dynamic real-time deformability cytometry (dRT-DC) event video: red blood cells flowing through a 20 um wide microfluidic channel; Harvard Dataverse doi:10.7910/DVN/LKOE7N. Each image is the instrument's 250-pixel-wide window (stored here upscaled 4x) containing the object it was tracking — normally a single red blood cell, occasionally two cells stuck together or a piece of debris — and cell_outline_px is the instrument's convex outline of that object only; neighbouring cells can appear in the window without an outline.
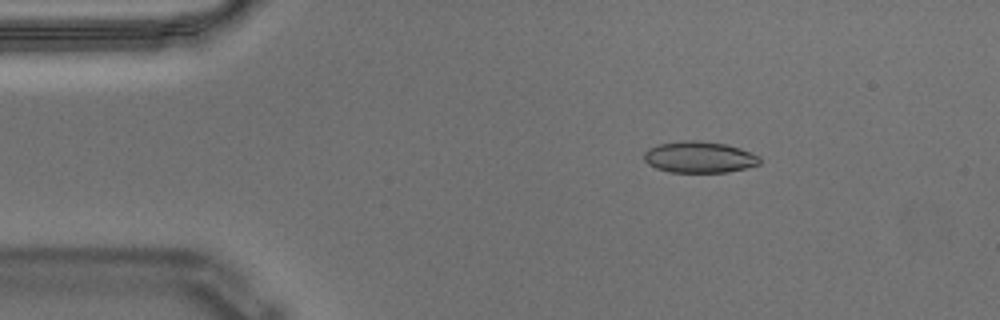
{"species": "Egyptian fruit bat (a non-hibernating species)", "species_latin": "Rousettus aegyptiacus", "temperature_condition": "warm", "stored_images_in_passage": 37, "camera_frame_rate_fps": 3000, "um_per_image_px": 0.085, "animal": {"sex": "male"}, "frame": {"image": 1, "passage_image": 9, "time_ms": 2.667, "image_size_px": [1000, 320], "cell_outline_px": [[760, 164], [728, 172], [668, 172], [656, 168], [648, 164], [644, 160], [644, 152], [648, 148], [656, 144], [680, 140], [700, 140], [724, 144], [740, 148], [760, 156]], "centroid_in_image_um": [59.4, 13.34], "position_along_channel_um": 25.6, "area_um2": 21.33}}
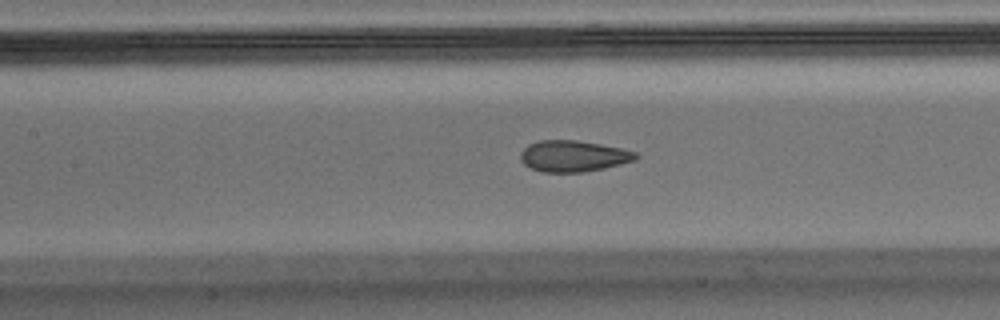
{"frame": {"image": 2, "passage_image": 25, "time_ms": 8.0, "image_size_px": [1000, 320], "cell_outline_px": [[640, 156], [636, 160], [604, 168], [584, 172], [544, 172], [532, 168], [524, 164], [520, 160], [520, 152], [528, 144], [540, 140], [576, 140], [600, 144], [620, 148], [636, 152]], "centroid_in_image_um": [48.73, 13.26], "position_along_channel_um": 158.7, "area_um2": 20.98}}
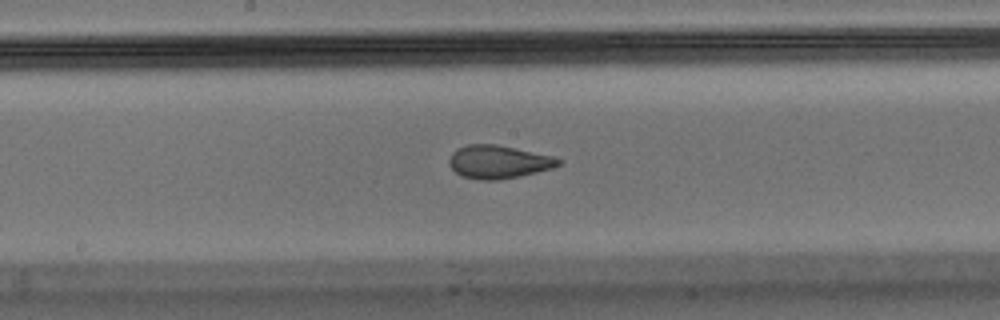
{"frame": {"image": 3, "passage_image": 29, "time_ms": 9.333, "image_size_px": [1000, 320], "cell_outline_px": [[564, 160], [560, 164], [552, 168], [520, 176], [496, 180], [480, 180], [464, 176], [456, 172], [448, 164], [448, 160], [452, 152], [456, 148], [468, 144], [496, 144], [552, 156]], "centroid_in_image_um": [42.35, 13.75], "position_along_channel_um": 205.8, "area_um2": 21.04}}